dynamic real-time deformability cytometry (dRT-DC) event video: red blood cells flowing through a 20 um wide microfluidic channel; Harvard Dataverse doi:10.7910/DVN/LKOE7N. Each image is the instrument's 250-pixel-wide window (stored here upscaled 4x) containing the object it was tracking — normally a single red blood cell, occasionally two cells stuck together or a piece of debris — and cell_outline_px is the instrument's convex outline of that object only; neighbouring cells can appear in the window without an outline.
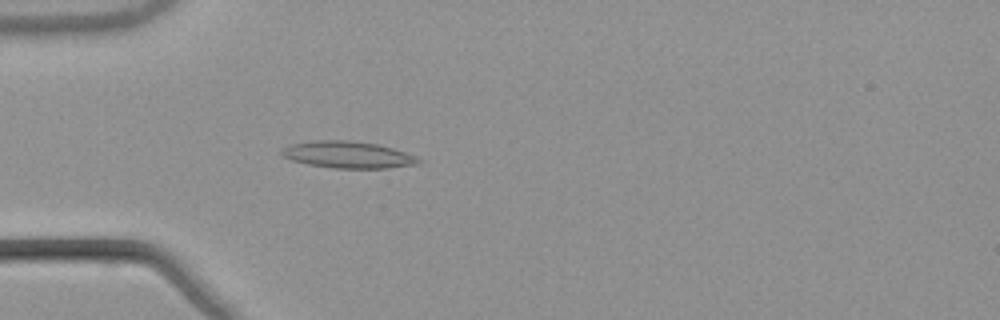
{"species": "common noctule bat (a hibernating species)", "species_latin": "Nyctalus noctula", "temperature_condition": "warm", "stored_images_in_passage": 54, "camera_frame_rate_fps": 3000, "um_per_image_px": 0.085, "animal": {"sex": "male", "body_mass_g": 21.5, "forearm_length_mm": 52.0}, "frame": {"image": 1, "passage_image": 17, "time_ms": 5.333, "image_size_px": [1000, 320], "cell_outline_px": [[424, 160], [420, 164], [388, 168], [332, 168], [308, 164], [292, 160], [280, 156], [280, 152], [284, 148], [292, 144], [312, 140], [348, 140], [376, 144], [392, 148], [416, 156]], "centroid_in_image_um": [29.58, 13.16], "position_along_channel_um": 55.4, "area_um2": 21.44}}
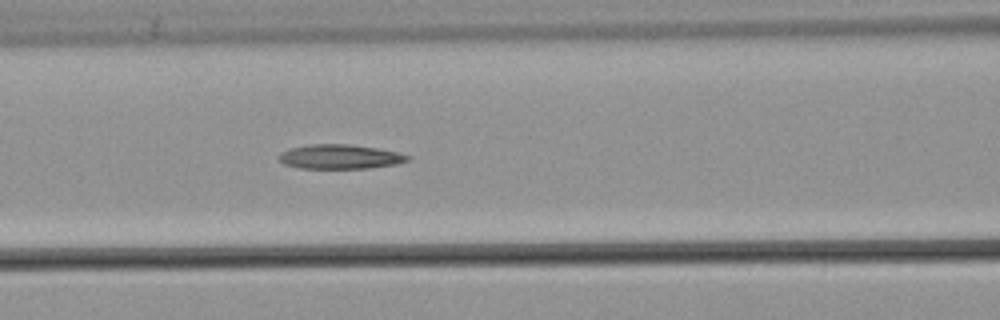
{"frame": {"image": 2, "passage_image": 24, "time_ms": 7.667, "image_size_px": [1000, 320], "cell_outline_px": [[412, 160], [396, 164], [368, 168], [300, 168], [284, 164], [276, 156], [280, 152], [292, 148], [308, 144], [352, 144], [400, 152], [412, 156]], "centroid_in_image_um": [28.94, 13.31], "position_along_channel_um": 137.7, "area_um2": 18.5}}
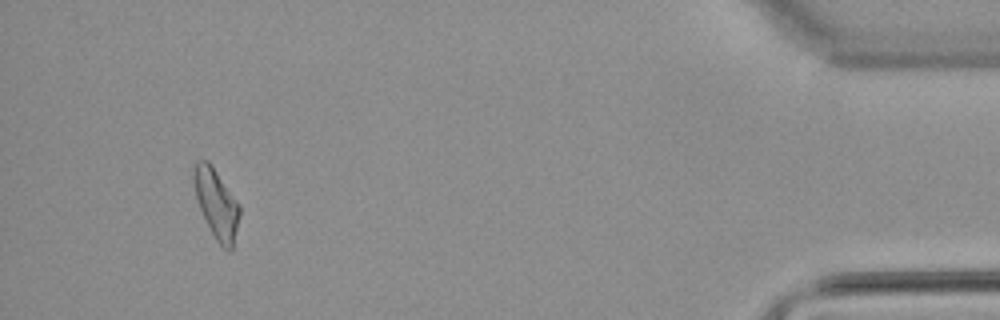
{"frame": {"image": 3, "passage_image": 51, "time_ms": 16.667, "image_size_px": [1000, 320], "cell_outline_px": [[240, 216], [232, 252], [228, 252], [216, 240], [200, 208], [196, 196], [196, 160], [208, 160], [240, 204]], "centroid_in_image_um": [18.47, 17.38], "position_along_channel_um": 416.7, "area_um2": 17.92}}